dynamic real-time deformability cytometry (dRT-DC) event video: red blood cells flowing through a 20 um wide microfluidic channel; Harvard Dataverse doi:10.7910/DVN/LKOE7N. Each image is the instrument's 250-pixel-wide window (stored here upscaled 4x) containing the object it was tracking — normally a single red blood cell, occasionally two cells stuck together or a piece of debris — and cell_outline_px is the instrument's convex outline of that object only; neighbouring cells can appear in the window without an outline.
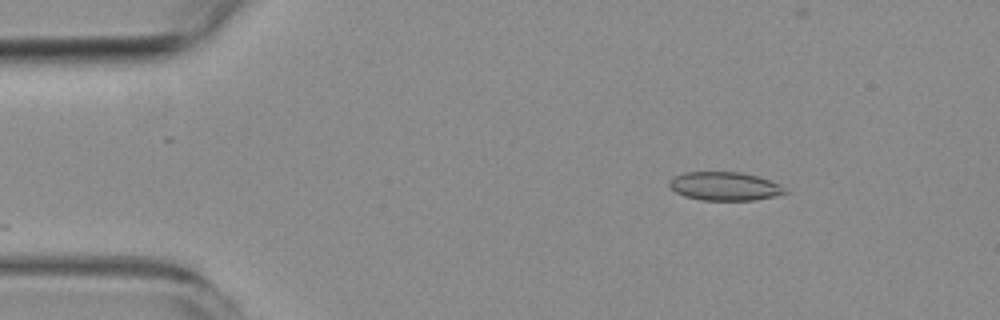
{"species": "common noctule bat (a hibernating species)", "species_latin": "Nyctalus noctula", "temperature_condition": "room temperature", "stored_images_in_passage": 6, "camera_frame_rate_fps": 3000, "um_per_image_px": 0.085, "animal": {"sex": "female", "body_mass_g": 19.3, "forearm_length_mm": 54.1}, "frame": {"image": 1, "passage_image": 3, "time_ms": 2.333, "image_size_px": [1000, 320], "cell_outline_px": [[788, 192], [776, 196], [756, 200], [700, 200], [684, 196], [676, 192], [668, 184], [676, 176], [684, 172], [740, 172], [760, 176], [780, 184]], "centroid_in_image_um": [61.64, 15.83], "position_along_channel_um": 23.4, "area_um2": 19.25}}